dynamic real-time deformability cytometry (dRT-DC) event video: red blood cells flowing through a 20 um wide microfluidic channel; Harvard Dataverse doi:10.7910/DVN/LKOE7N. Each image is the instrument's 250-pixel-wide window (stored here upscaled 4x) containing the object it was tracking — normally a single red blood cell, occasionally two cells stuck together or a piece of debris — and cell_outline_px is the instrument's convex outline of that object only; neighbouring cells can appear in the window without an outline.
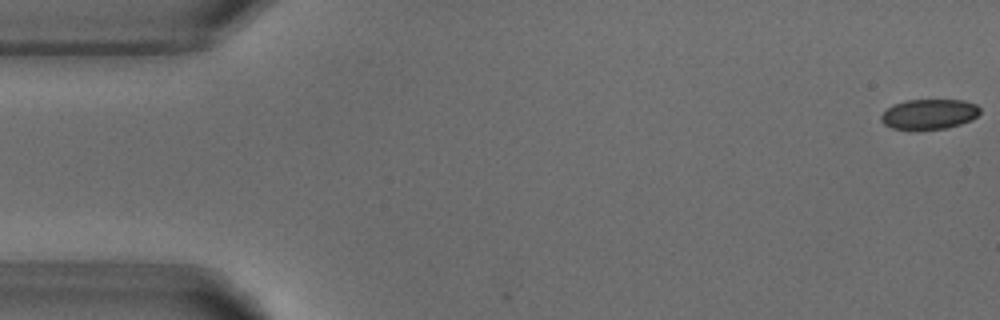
{"species": "common noctule bat (a hibernating species)", "species_latin": "Nyctalus noctula", "temperature_condition": "warm", "stored_images_in_passage": 4, "camera_frame_rate_fps": 3000, "um_per_image_px": 0.085, "animal": {"sex": "male", "body_mass_g": 18.8}, "frame": {"image": 1, "passage_image": 1, "time_ms": 0.0, "image_size_px": [1000, 320], "cell_outline_px": [[980, 112], [972, 120], [948, 128], [892, 128], [884, 124], [880, 120], [880, 116], [892, 104], [904, 100], [964, 100], [976, 104], [980, 108]], "centroid_in_image_um": [78.99, 9.67], "position_along_channel_um": 6.0, "area_um2": 17.17}}